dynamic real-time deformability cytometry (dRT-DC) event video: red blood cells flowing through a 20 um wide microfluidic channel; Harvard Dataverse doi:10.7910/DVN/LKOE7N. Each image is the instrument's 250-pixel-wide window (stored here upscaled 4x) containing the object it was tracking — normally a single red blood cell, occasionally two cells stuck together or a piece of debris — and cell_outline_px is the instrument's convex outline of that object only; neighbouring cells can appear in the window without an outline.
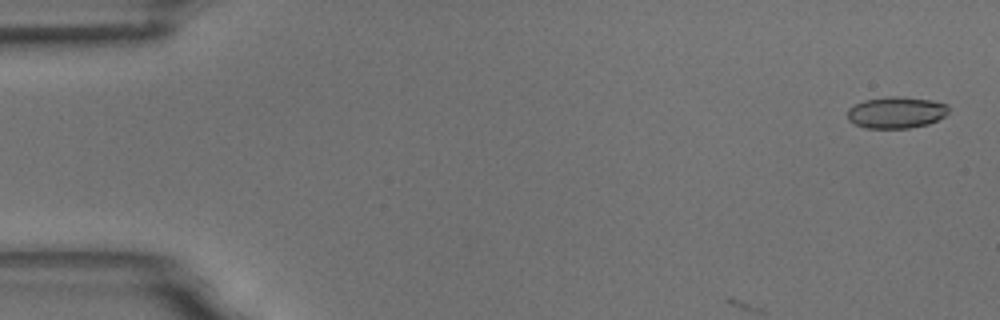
{"species": "common noctule bat (a hibernating species)", "species_latin": "Nyctalus noctula", "temperature_condition": "room temperature", "stored_images_in_passage": 16, "camera_frame_rate_fps": 3000, "um_per_image_px": 0.085, "animal": {"sex": "male", "body_mass_g": 18.8}, "frame": {"image": 1, "passage_image": 2, "time_ms": 0.333, "image_size_px": [1000, 320], "cell_outline_px": [[948, 112], [944, 116], [928, 124], [908, 128], [864, 128], [848, 120], [848, 108], [864, 100], [892, 96], [900, 96], [928, 100], [948, 104]], "centroid_in_image_um": [76.16, 9.56], "position_along_channel_um": 8.8, "area_um2": 18.44}}